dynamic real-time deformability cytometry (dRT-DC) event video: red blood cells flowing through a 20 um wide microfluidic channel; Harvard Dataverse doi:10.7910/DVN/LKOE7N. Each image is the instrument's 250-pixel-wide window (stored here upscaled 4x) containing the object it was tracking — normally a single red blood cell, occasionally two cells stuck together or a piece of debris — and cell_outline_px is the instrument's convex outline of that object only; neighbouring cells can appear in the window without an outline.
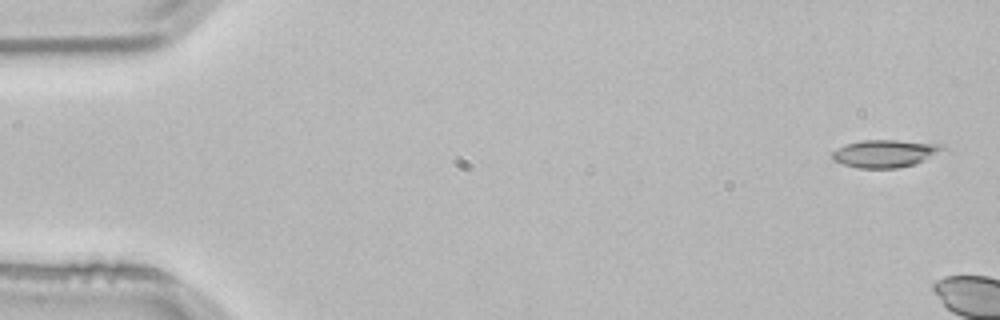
{"species": "common noctule bat (a hibernating species)", "species_latin": "Nyctalus noctula", "temperature_condition": "room temperature", "stored_images_in_passage": 4, "camera_frame_rate_fps": 3000, "um_per_image_px": 0.085, "animal": {"sex": "male", "body_mass_g": 21.5, "forearm_length_mm": 52.0}, "frame": {"image": 1, "passage_image": 1, "time_ms": 0.0, "image_size_px": [1000, 320], "cell_outline_px": [[948, 148], [916, 164], [896, 168], [860, 168], [844, 164], [832, 160], [832, 152], [844, 144], [860, 140], [896, 140], [944, 144]], "centroid_in_image_um": [75.24, 13.03], "position_along_channel_um": 9.8, "area_um2": 17.86}}
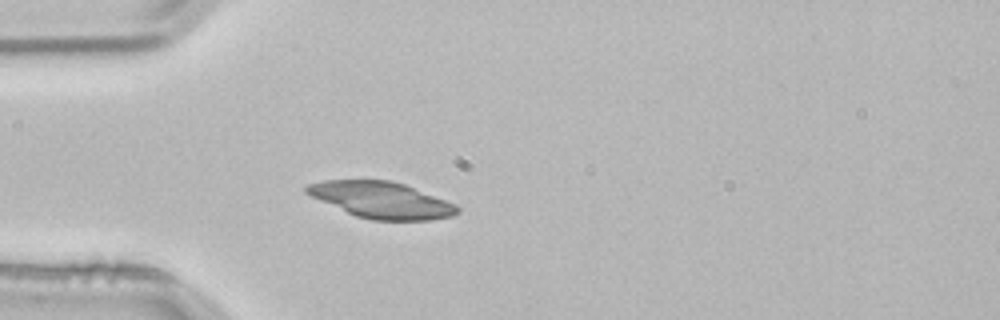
{"frame": {"image": 2, "passage_image": 4, "time_ms": 1.0, "image_size_px": [1000, 320], "cell_outline_px": [[460, 212], [452, 216], [428, 220], [372, 220], [356, 216], [320, 200], [304, 192], [304, 188], [308, 184], [324, 180], [392, 180], [404, 184], [456, 204], [460, 208]], "centroid_in_image_um": [32.43, 17.0], "position_along_channel_um": 52.6, "area_um2": 31.67}}